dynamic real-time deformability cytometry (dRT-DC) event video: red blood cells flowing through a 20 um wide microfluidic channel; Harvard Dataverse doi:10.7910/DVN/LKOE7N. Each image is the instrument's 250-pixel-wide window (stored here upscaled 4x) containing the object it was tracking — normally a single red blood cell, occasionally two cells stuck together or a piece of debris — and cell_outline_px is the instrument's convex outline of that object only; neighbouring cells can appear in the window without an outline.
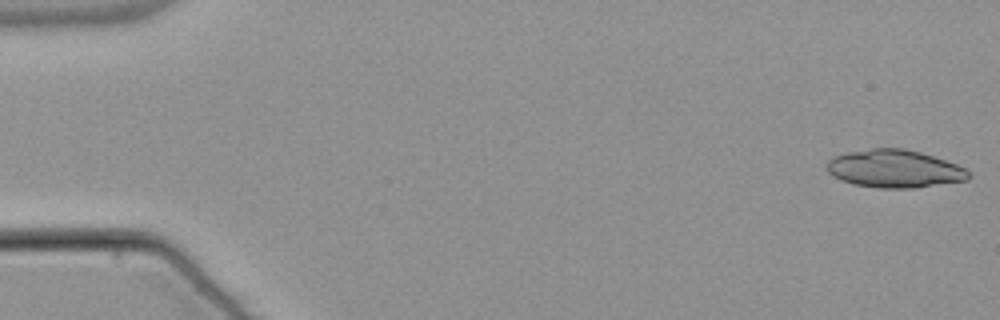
{"species": "common noctule bat (a hibernating species)", "species_latin": "Nyctalus noctula", "temperature_condition": "warm", "stored_images_in_passage": 20, "camera_frame_rate_fps": 3000, "um_per_image_px": 0.085, "animal": {"sex": "male", "body_mass_g": 21.5, "forearm_length_mm": 52.0}, "frame": {"image": 1, "passage_image": 1, "time_ms": 0.0, "image_size_px": [1000, 320], "cell_outline_px": [[972, 176], [968, 180], [916, 188], [880, 188], [852, 184], [840, 180], [832, 176], [828, 172], [828, 160], [832, 156], [848, 152], [872, 148], [904, 148], [920, 152], [956, 164], [964, 168]], "centroid_in_image_um": [76.02, 14.35], "position_along_channel_um": 9.0, "area_um2": 31.33}}